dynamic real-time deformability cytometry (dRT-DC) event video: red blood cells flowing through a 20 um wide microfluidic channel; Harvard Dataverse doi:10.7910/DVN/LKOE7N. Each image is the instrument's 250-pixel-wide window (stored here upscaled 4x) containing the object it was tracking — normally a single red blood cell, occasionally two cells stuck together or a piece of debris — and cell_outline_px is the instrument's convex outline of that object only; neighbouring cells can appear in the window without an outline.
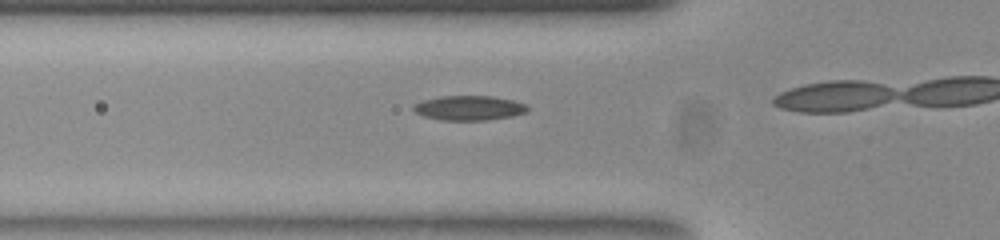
{"species": "common noctule bat (a hibernating species)", "species_latin": "Nyctalus noctula", "temperature_condition": "room temperature", "stored_images_in_passage": 19, "camera_frame_rate_fps": 3000, "um_per_image_px": 0.085, "animal": {"sex": "female", "body_mass_g": 23.0, "forearm_length_mm": 53.4}, "frame": {"image": 1, "passage_image": 14, "time_ms": 4.333, "image_size_px": [1000, 240], "cell_outline_px": [[528, 112], [512, 116], [488, 120], [440, 120], [424, 116], [416, 112], [412, 108], [412, 104], [424, 100], [440, 96], [492, 96], [512, 100], [528, 104]], "centroid_in_image_um": [39.88, 9.17], "position_along_channel_um": 85.9, "area_um2": 16.47}}